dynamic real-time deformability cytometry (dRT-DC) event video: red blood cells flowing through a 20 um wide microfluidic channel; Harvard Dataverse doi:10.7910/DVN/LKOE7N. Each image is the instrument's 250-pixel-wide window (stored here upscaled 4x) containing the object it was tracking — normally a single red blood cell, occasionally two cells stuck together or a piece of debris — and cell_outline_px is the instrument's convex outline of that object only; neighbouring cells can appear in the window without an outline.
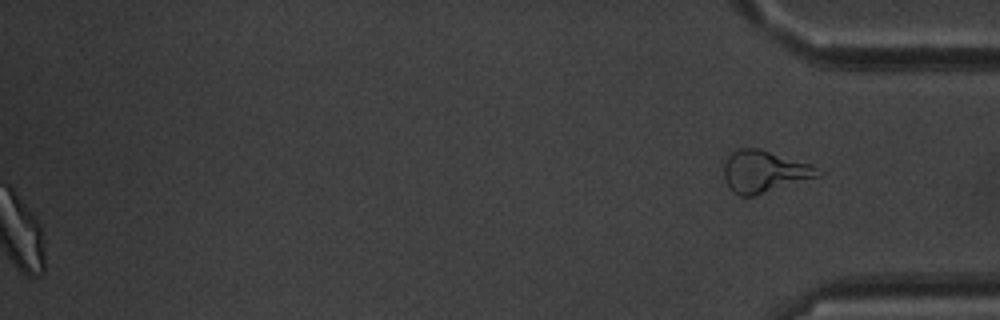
{"species": "common noctule bat (a hibernating species)", "species_latin": "Nyctalus noctula", "temperature_condition": "warm", "stored_images_in_passage": 53, "segment_of_instrument_passage": [2, 2], "camera_frame_rate_fps": 3000, "um_per_image_px": 0.085, "animal": {"sex": "male", "body_mass_g": 20.1, "forearm_length_mm": 53.5}, "frame": {"image": 1, "passage_image": 53, "time_ms": 17.333, "image_size_px": [1000, 320], "cell_outline_px": [[824, 172], [820, 176], [752, 196], [740, 196], [732, 192], [728, 188], [724, 180], [724, 164], [728, 156], [736, 148], [760, 148], [812, 164]], "centroid_in_image_um": [64.95, 14.57], "position_along_channel_um": 370.2, "area_um2": 23.18}}